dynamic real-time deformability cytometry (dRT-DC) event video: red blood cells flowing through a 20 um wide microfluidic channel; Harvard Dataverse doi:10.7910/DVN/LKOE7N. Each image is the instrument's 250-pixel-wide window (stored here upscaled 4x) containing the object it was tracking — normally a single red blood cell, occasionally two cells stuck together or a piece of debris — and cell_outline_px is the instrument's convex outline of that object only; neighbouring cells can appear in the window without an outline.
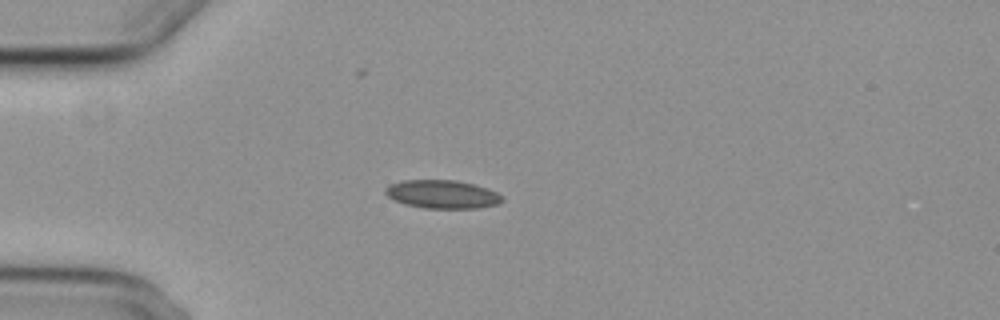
{"species": "common noctule bat (a hibernating species)", "species_latin": "Nyctalus noctula", "temperature_condition": "cold", "stored_images_in_passage": 3, "camera_frame_rate_fps": 3000, "um_per_image_px": 0.085, "animal": {"sex": "female", "body_mass_g": 29.2, "forearm_length_mm": 56.3}, "frame": {"image": 1, "passage_image": 1, "time_ms": 0.0, "image_size_px": [1000, 320], "cell_outline_px": [[504, 200], [500, 204], [480, 208], [424, 208], [404, 204], [388, 196], [384, 192], [384, 188], [392, 184], [404, 180], [456, 180], [488, 188], [504, 196]], "centroid_in_image_um": [37.64, 16.52], "position_along_channel_um": 47.4, "area_um2": 19.36}}
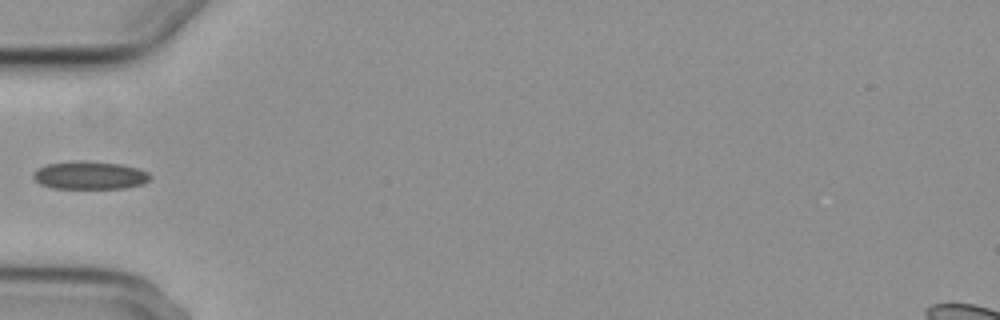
{"frame": {"image": 2, "passage_image": 2, "time_ms": 1.333, "image_size_px": [1000, 320], "cell_outline_px": [[152, 176], [144, 184], [124, 188], [52, 188], [40, 184], [32, 176], [32, 172], [36, 168], [48, 164], [72, 160], [84, 160], [120, 164], [140, 168], [148, 172]], "centroid_in_image_um": [7.62, 14.89], "position_along_channel_um": 77.4, "area_um2": 19.36}}
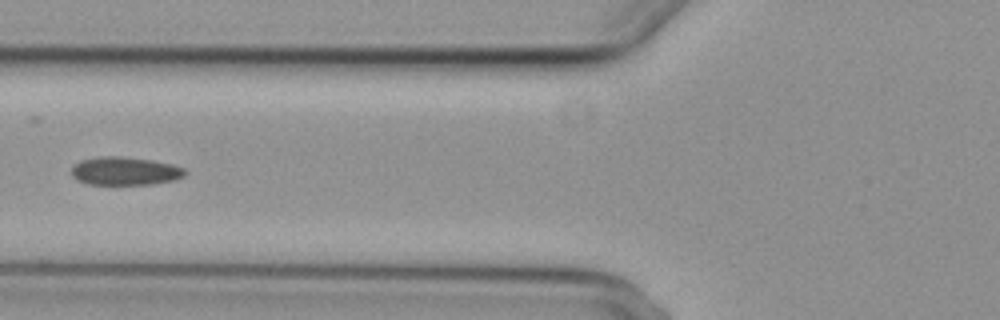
{"frame": {"image": 3, "passage_image": 3, "time_ms": 2.333, "image_size_px": [1000, 320], "cell_outline_px": [[188, 172], [184, 176], [172, 180], [152, 184], [88, 184], [76, 180], [72, 176], [72, 168], [80, 160], [100, 156], [120, 156], [152, 160], [172, 164], [184, 168]], "centroid_in_image_um": [10.62, 14.53], "position_along_channel_um": 115.2, "area_um2": 18.67}}